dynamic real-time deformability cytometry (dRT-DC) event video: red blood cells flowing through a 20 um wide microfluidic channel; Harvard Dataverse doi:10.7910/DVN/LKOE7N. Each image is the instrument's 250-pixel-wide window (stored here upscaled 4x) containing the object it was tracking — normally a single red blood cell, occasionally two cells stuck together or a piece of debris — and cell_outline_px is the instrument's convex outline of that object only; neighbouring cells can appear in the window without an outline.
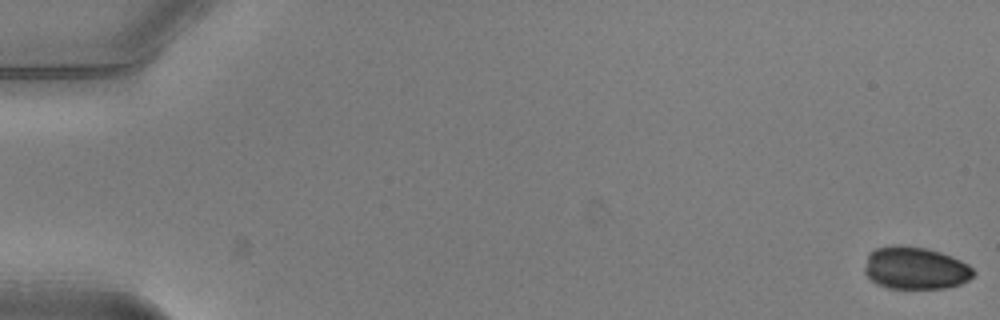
{"species": "common noctule bat (a hibernating species)", "species_latin": "Nyctalus noctula", "temperature_condition": "warm", "stored_images_in_passage": 50, "camera_frame_rate_fps": 3000, "um_per_image_px": 0.085, "animal": {"sex": "male", "body_mass_g": 20.5, "forearm_length_mm": 52.5}, "frame": {"image": 1, "passage_image": 1, "time_ms": 0.0, "image_size_px": [1000, 320], "cell_outline_px": [[976, 272], [968, 280], [960, 284], [944, 288], [888, 288], [876, 284], [864, 272], [864, 268], [868, 252], [876, 248], [892, 244], [900, 244], [924, 248], [940, 252], [952, 256], [968, 264]], "centroid_in_image_um": [77.77, 22.77], "position_along_channel_um": 7.2, "area_um2": 27.11}}
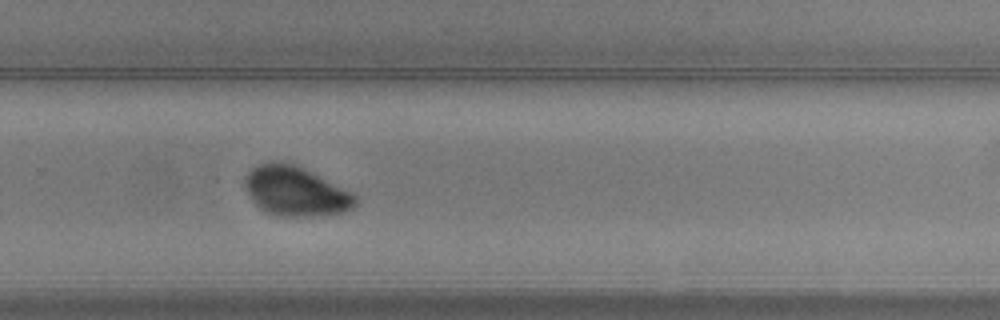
{"frame": {"image": 2, "passage_image": 36, "time_ms": 11.667, "image_size_px": [1000, 320], "cell_outline_px": [[356, 204], [352, 208], [340, 212], [304, 216], [284, 216], [268, 212], [260, 208], [252, 200], [244, 184], [244, 176], [252, 168], [268, 160], [284, 160], [304, 168], [352, 192], [356, 196]], "centroid_in_image_um": [25.08, 16.21], "position_along_channel_um": 304.7, "area_um2": 31.67}}
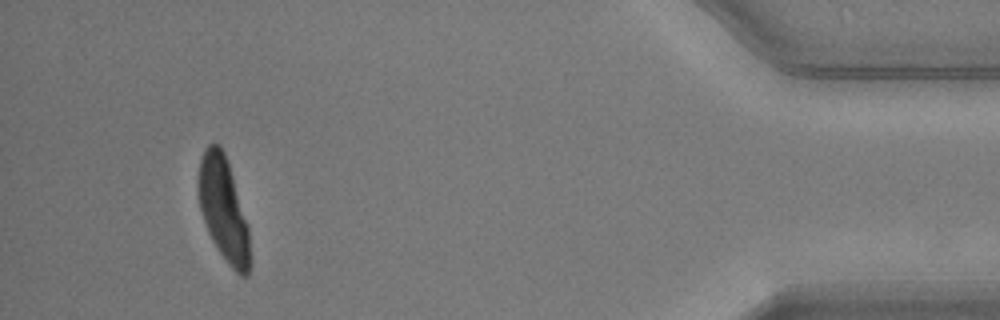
{"frame": {"image": 3, "passage_image": 49, "time_ms": 16.0, "image_size_px": [1000, 320], "cell_outline_px": [[248, 276], [240, 276], [228, 264], [212, 240], [208, 232], [200, 208], [196, 184], [196, 180], [200, 160], [204, 148], [208, 144], [220, 144], [224, 152], [232, 176], [248, 228]], "centroid_in_image_um": [18.93, 17.72], "position_along_channel_um": 416.3, "area_um2": 30.52}}